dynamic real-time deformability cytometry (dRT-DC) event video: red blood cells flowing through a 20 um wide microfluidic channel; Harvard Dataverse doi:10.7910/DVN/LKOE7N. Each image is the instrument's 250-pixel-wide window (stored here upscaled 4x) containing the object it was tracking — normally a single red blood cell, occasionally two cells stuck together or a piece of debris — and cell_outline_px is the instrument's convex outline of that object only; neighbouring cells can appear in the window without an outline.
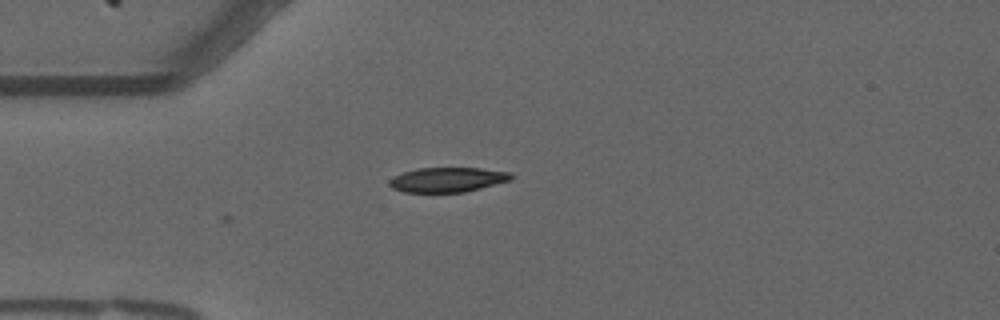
{"species": "common noctule bat (a hibernating species)", "species_latin": "Nyctalus noctula", "temperature_condition": "warm", "stored_images_in_passage": 6, "camera_frame_rate_fps": 3000, "um_per_image_px": 0.085, "animal": {"sex": "male", "forearm_length_mm": 52.5}, "frame": {"image": 1, "passage_image": 1, "time_ms": 0.0, "image_size_px": [1000, 320], "cell_outline_px": [[512, 180], [464, 192], [404, 192], [392, 188], [388, 184], [388, 180], [392, 176], [416, 168], [480, 168], [512, 172]], "centroid_in_image_um": [38.02, 15.27], "position_along_channel_um": 47.0, "area_um2": 17.63}}